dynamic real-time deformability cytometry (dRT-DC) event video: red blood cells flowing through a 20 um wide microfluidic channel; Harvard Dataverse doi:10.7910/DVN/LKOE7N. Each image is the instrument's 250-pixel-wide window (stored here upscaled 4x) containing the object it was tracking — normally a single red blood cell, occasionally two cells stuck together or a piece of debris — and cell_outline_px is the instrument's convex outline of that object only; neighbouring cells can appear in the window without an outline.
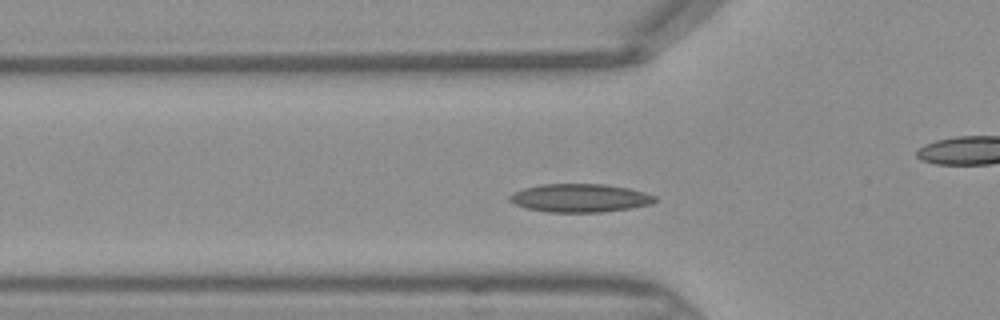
{"species": "Egyptian fruit bat (a non-hibernating species)", "species_latin": "Rousettus aegyptiacus", "temperature_condition": "warm", "stored_images_in_passage": 36, "camera_frame_rate_fps": 3000, "um_per_image_px": 0.085, "frame": {"image": 1, "passage_image": 10, "time_ms": 3.0, "image_size_px": [1000, 320], "cell_outline_px": [[656, 200], [652, 204], [632, 208], [600, 212], [548, 212], [524, 208], [508, 200], [508, 196], [512, 192], [524, 188], [540, 184], [604, 184], [628, 188], [644, 192], [656, 196]], "centroid_in_image_um": [49.27, 16.83], "position_along_channel_um": 76.5, "area_um2": 24.1}}
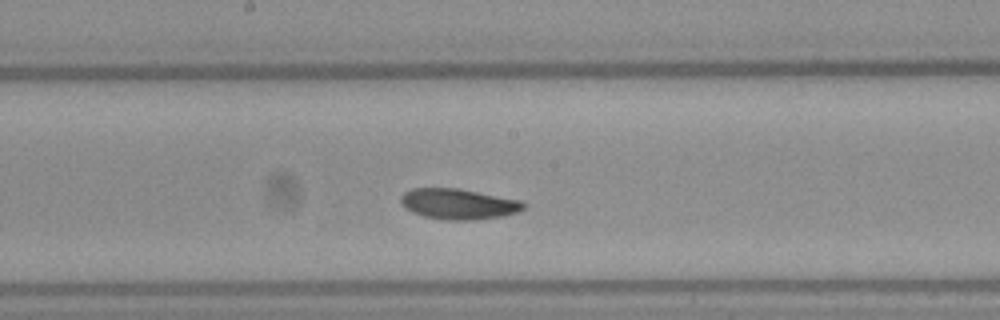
{"frame": {"image": 2, "passage_image": 19, "time_ms": 6.0, "image_size_px": [1000, 320], "cell_outline_px": [[528, 204], [520, 212], [504, 216], [476, 220], [448, 220], [424, 216], [412, 212], [404, 208], [400, 200], [400, 196], [404, 192], [412, 188], [460, 188], [520, 200]], "centroid_in_image_um": [38.99, 17.34], "position_along_channel_um": 209.2, "area_um2": 22.2}}
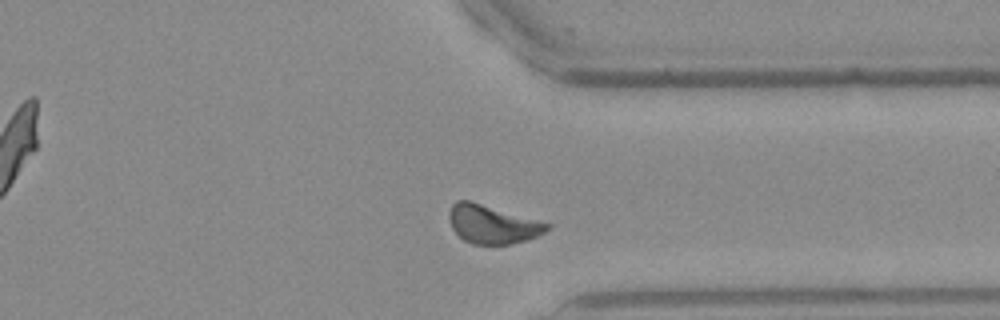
{"frame": {"image": 3, "passage_image": 30, "time_ms": 9.667, "image_size_px": [1000, 320], "cell_outline_px": [[552, 228], [536, 236], [524, 240], [508, 244], [472, 244], [464, 240], [452, 228], [448, 216], [448, 212], [452, 204], [456, 200], [472, 200], [552, 224]], "centroid_in_image_um": [41.84, 19.03], "position_along_channel_um": 369.6, "area_um2": 22.08}}